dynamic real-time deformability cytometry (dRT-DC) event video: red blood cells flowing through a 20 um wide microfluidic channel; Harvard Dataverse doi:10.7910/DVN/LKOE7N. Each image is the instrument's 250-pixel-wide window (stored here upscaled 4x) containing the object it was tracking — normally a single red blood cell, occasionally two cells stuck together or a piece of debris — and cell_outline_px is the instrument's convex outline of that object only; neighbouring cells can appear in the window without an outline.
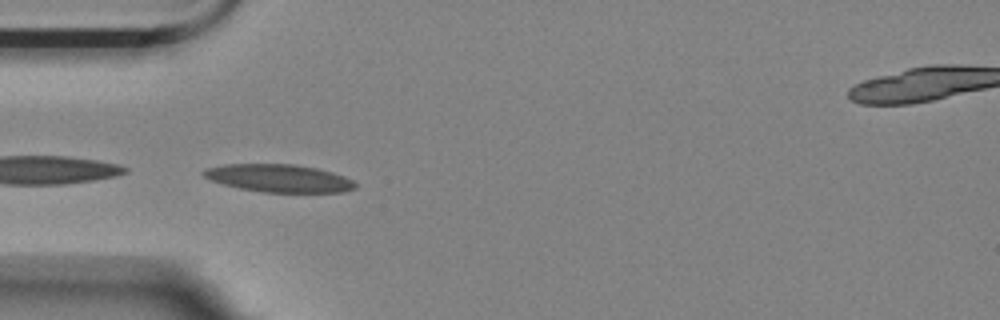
{"species": "Egyptian fruit bat (a non-hibernating species)", "species_latin": "Rousettus aegyptiacus", "temperature_condition": "room temperature", "stored_images_in_passage": 8, "camera_frame_rate_fps": 3000, "um_per_image_px": 0.085, "animal": {"sex": "female"}, "frame": {"image": 1, "passage_image": 5, "time_ms": 4.333, "image_size_px": [1000, 320], "cell_outline_px": [[356, 188], [344, 192], [264, 192], [240, 188], [224, 184], [212, 180], [204, 176], [200, 172], [204, 168], [224, 164], [292, 164], [316, 168], [332, 172], [344, 176], [352, 180], [356, 184]], "centroid_in_image_um": [23.7, 15.14], "position_along_channel_um": 61.3, "area_um2": 24.45}}
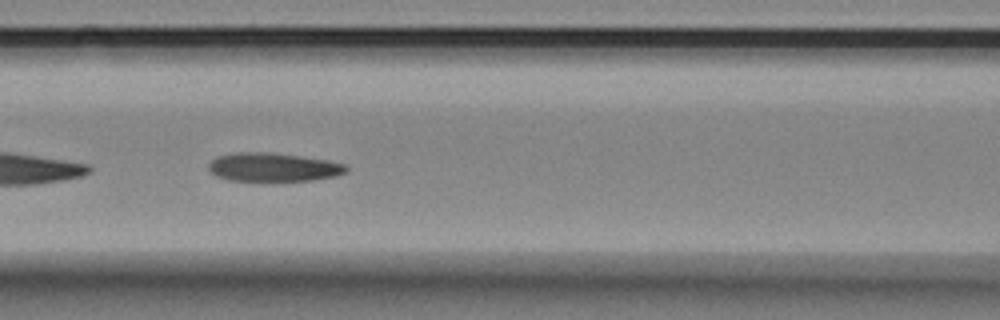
{"frame": {"image": 2, "passage_image": 7, "time_ms": 6.667, "image_size_px": [1000, 320], "cell_outline_px": [[348, 172], [336, 176], [312, 180], [228, 180], [216, 176], [208, 168], [208, 164], [216, 156], [236, 152], [268, 152], [328, 160], [344, 164], [348, 168]], "centroid_in_image_um": [23.22, 14.2], "position_along_channel_um": 143.4, "area_um2": 22.77}}
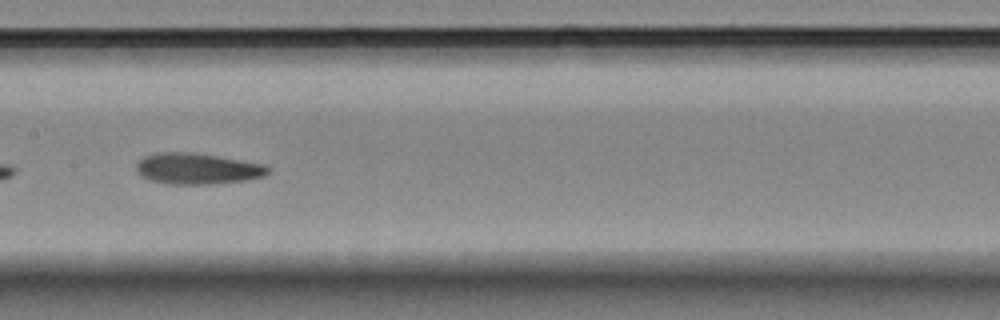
{"frame": {"image": 3, "passage_image": 8, "time_ms": 8.0, "image_size_px": [1000, 320], "cell_outline_px": [[272, 168], [264, 176], [248, 180], [216, 184], [168, 184], [148, 180], [136, 168], [136, 164], [144, 156], [156, 152], [192, 152], [264, 164]], "centroid_in_image_um": [16.8, 14.34], "position_along_channel_um": 190.6, "area_um2": 23.87}}